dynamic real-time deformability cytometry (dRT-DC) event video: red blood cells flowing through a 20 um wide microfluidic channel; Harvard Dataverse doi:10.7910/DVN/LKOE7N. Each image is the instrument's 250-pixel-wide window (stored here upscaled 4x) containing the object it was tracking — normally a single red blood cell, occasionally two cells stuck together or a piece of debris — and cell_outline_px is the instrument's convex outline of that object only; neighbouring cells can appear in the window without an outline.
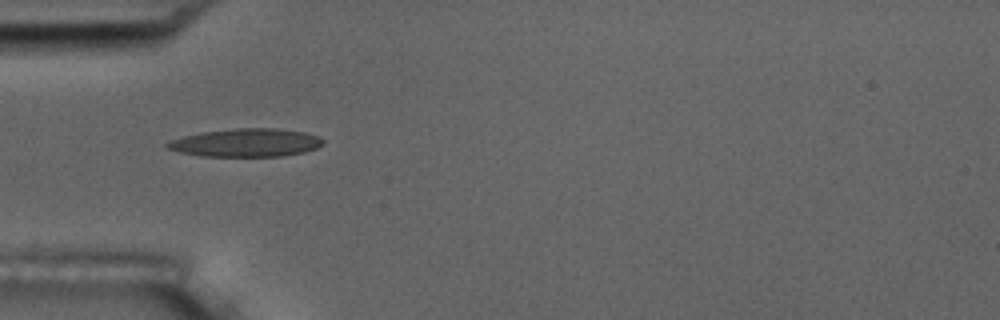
{"species": "common noctule bat (a hibernating species)", "species_latin": "Nyctalus noctula", "temperature_condition": "room temperature", "stored_images_in_passage": 1, "camera_frame_rate_fps": 3000, "um_per_image_px": 0.085, "animal": {"sex": "male", "body_mass_g": 17.5, "forearm_length_mm": 52.3}, "frame": {"image": 1, "passage_image": 1, "time_ms": 0.0, "image_size_px": [1000, 320], "cell_outline_px": [[324, 144], [316, 148], [304, 152], [280, 156], [200, 156], [180, 152], [168, 148], [164, 144], [172, 140], [184, 136], [200, 132], [236, 128], [276, 128], [304, 132], [316, 136], [324, 140]], "centroid_in_image_um": [20.92, 12.12], "position_along_channel_um": 64.1, "area_um2": 25.43}}